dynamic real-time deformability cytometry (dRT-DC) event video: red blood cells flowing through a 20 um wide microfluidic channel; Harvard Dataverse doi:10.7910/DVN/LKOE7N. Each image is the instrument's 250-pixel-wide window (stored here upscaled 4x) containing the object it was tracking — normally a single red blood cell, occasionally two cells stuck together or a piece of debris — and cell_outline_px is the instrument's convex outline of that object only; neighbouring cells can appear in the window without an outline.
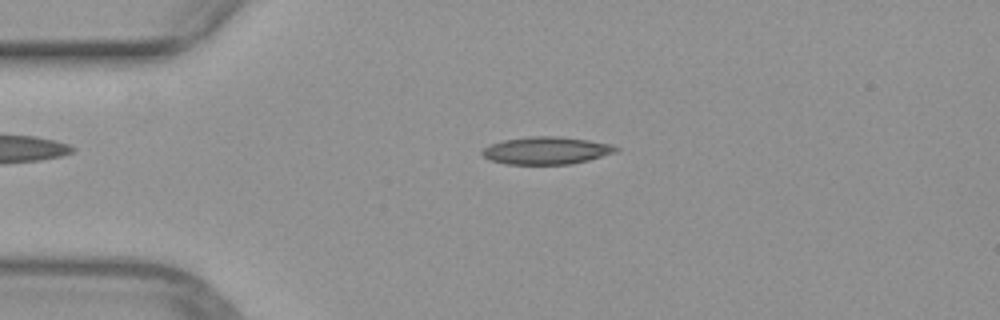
{"species": "common noctule bat (a hibernating species)", "species_latin": "Nyctalus noctula", "temperature_condition": "warm", "stored_images_in_passage": 42, "camera_frame_rate_fps": 3000, "um_per_image_px": 0.085, "animal": {"sex": "female", "body_mass_g": 29.2, "forearm_length_mm": 56.3}, "frame": {"image": 1, "passage_image": 3, "time_ms": 0.667, "image_size_px": [1000, 320], "cell_outline_px": [[620, 148], [616, 152], [588, 160], [572, 164], [504, 164], [488, 160], [480, 152], [484, 148], [492, 144], [504, 140], [528, 136], [556, 136], [588, 140], [612, 144]], "centroid_in_image_um": [46.44, 12.8], "position_along_channel_um": 38.6, "area_um2": 21.44}}
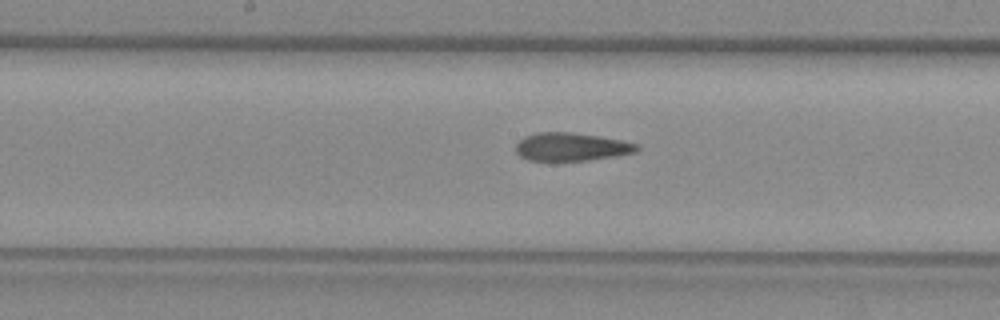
{"frame": {"image": 2, "passage_image": 17, "time_ms": 5.333, "image_size_px": [1000, 320], "cell_outline_px": [[640, 148], [636, 152], [616, 156], [588, 160], [528, 160], [520, 156], [516, 152], [516, 144], [524, 136], [536, 132], [568, 132], [596, 136], [620, 140], [640, 144]], "centroid_in_image_um": [48.56, 12.48], "position_along_channel_um": 199.6, "area_um2": 19.71}}
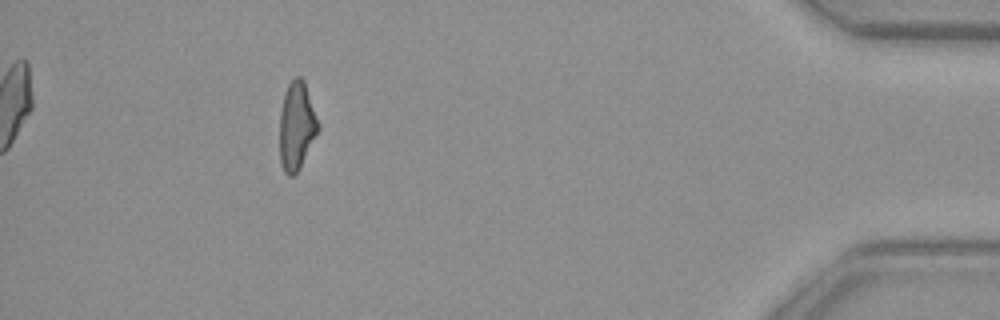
{"frame": {"image": 3, "passage_image": 37, "time_ms": 12.0, "image_size_px": [1000, 320], "cell_outline_px": [[320, 128], [300, 168], [292, 176], [288, 176], [284, 172], [280, 164], [280, 112], [284, 92], [288, 84], [296, 76], [300, 76], [304, 80], [320, 124]], "centroid_in_image_um": [25.22, 10.7], "position_along_channel_um": 410.0, "area_um2": 19.94}}